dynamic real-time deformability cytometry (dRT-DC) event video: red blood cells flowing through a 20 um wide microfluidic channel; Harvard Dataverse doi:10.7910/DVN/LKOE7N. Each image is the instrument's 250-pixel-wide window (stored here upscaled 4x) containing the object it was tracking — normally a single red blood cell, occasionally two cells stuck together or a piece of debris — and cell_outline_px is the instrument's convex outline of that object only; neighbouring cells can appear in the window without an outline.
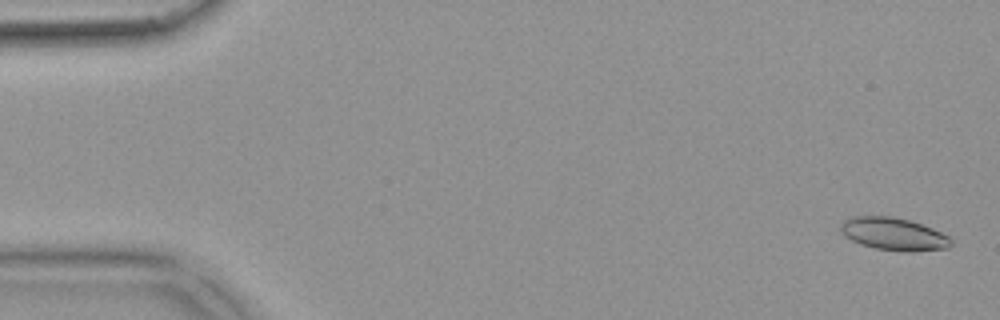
{"species": "common noctule bat (a hibernating species)", "species_latin": "Nyctalus noctula", "temperature_condition": "warm", "stored_images_in_passage": 53, "camera_frame_rate_fps": 3000, "um_per_image_px": 0.085, "animal": {"sex": "female", "body_mass_g": 18.4}, "frame": {"image": 1, "passage_image": 2, "time_ms": 0.333, "image_size_px": [1000, 320], "cell_outline_px": [[952, 244], [948, 248], [912, 252], [904, 252], [876, 248], [860, 244], [844, 236], [840, 232], [840, 228], [844, 220], [852, 216], [892, 216], [908, 220], [932, 228], [948, 236], [952, 240]], "centroid_in_image_um": [75.95, 19.89], "position_along_channel_um": 9.0, "area_um2": 20.98}}
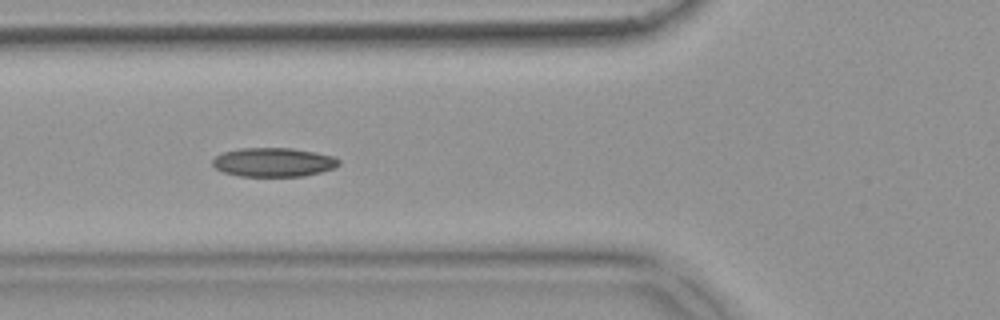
{"frame": {"image": 2, "passage_image": 20, "time_ms": 6.333, "image_size_px": [1000, 320], "cell_outline_px": [[340, 164], [336, 168], [304, 176], [240, 176], [224, 172], [216, 168], [212, 164], [212, 160], [216, 156], [224, 152], [240, 148], [292, 148], [316, 152], [336, 156], [340, 160]], "centroid_in_image_um": [23.3, 13.78], "position_along_channel_um": 102.5, "area_um2": 21.44}}
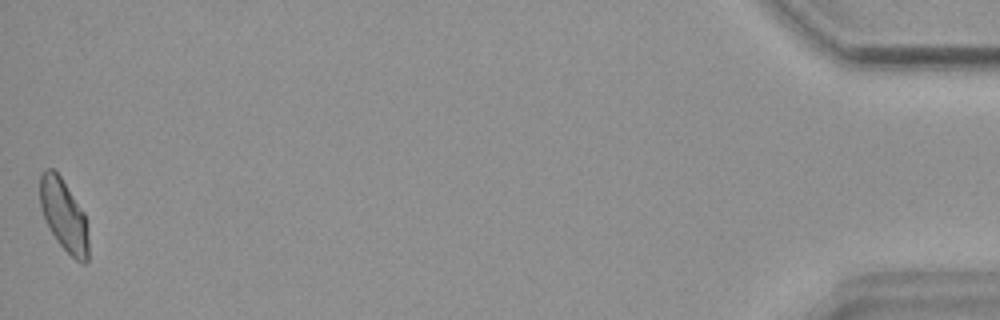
{"frame": {"image": 3, "passage_image": 53, "time_ms": 17.333, "image_size_px": [1000, 320], "cell_outline_px": [[88, 260], [84, 264], [76, 260], [56, 240], [44, 216], [40, 204], [40, 172], [44, 168], [52, 168], [60, 176], [84, 212], [88, 240]], "centroid_in_image_um": [5.42, 18.27], "position_along_channel_um": 429.8, "area_um2": 19.94}, "authors_computed_cell_mechanics": {"area_um2": 20.7502, "velocity_mm_per_s": 3.8401, "shape_relaxation_time_tau1_ms": null, "shape_relaxation_time_tau2_ms": 3.6148, "deformation_change_tau1": null, "deformation_change_tau2": 0.0812}}